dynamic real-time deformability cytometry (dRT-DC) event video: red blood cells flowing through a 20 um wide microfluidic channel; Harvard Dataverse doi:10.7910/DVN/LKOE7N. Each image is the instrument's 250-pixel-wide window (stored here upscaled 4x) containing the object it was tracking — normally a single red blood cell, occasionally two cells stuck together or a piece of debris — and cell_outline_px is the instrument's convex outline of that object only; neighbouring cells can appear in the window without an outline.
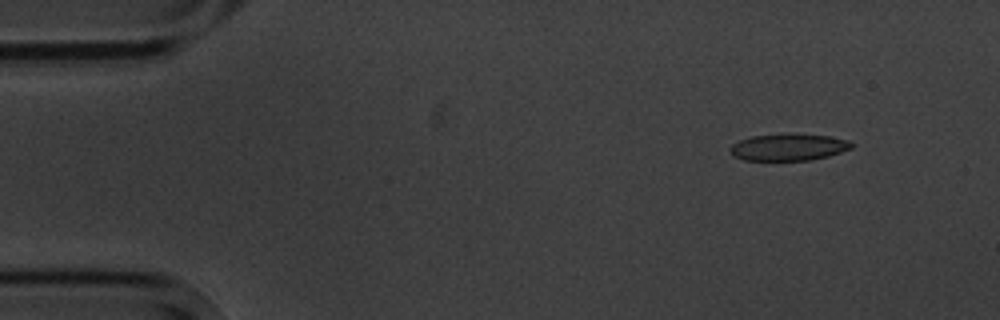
{"species": "common noctule bat (a hibernating species)", "species_latin": "Nyctalus noctula", "temperature_condition": "cold", "stored_images_in_passage": 5, "camera_frame_rate_fps": 3000, "um_per_image_px": 0.085, "animal": {"sex": "male", "body_mass_g": 20.1, "forearm_length_mm": 53.5}, "frame": {"image": 1, "passage_image": 2, "time_ms": 1.333, "image_size_px": [1000, 320], "cell_outline_px": [[856, 144], [852, 148], [828, 156], [812, 160], [744, 160], [732, 156], [728, 148], [732, 144], [740, 140], [752, 136], [784, 132], [828, 136], [848, 140]], "centroid_in_image_um": [67.01, 12.49], "position_along_channel_um": 18.0, "area_um2": 19.42}}
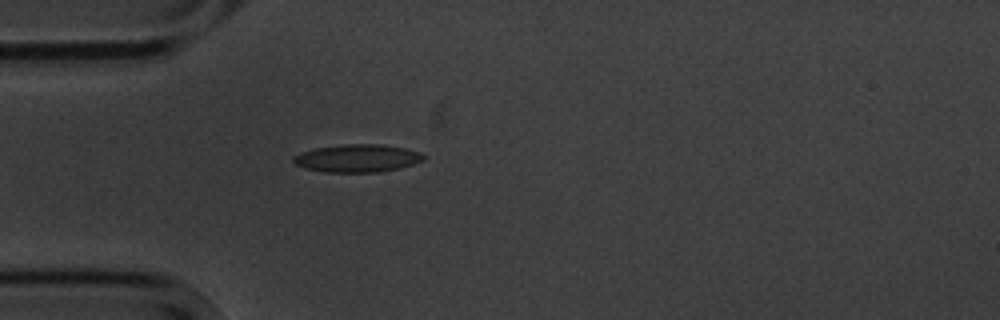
{"frame": {"image": 2, "passage_image": 5, "time_ms": 4.667, "image_size_px": [1000, 320], "cell_outline_px": [[424, 160], [400, 168], [380, 172], [324, 172], [304, 168], [296, 164], [292, 160], [292, 156], [300, 152], [316, 148], [344, 144], [380, 144], [404, 148], [420, 152], [424, 156]], "centroid_in_image_um": [30.35, 13.45], "position_along_channel_um": 54.7, "area_um2": 21.1}}